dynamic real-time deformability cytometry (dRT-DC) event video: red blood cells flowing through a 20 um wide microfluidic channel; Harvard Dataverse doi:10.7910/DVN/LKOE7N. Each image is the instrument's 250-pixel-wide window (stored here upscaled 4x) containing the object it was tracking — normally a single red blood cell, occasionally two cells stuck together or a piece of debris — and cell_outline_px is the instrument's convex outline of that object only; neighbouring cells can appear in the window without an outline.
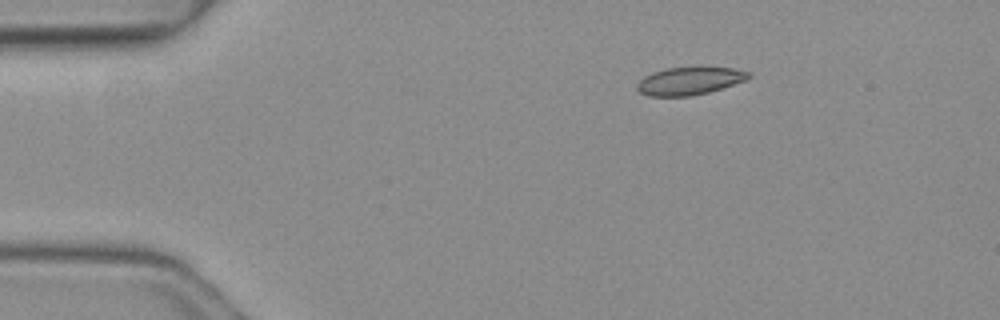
{"species": "common noctule bat (a hibernating species)", "species_latin": "Nyctalus noctula", "temperature_condition": "warm", "stored_images_in_passage": 2, "camera_frame_rate_fps": 3000, "um_per_image_px": 0.085, "animal": {"sex": "female", "body_mass_g": 19.3, "forearm_length_mm": 54.1}, "frame": {"image": 1, "passage_image": 1, "time_ms": 0.0, "image_size_px": [1000, 320], "cell_outline_px": [[752, 76], [744, 80], [708, 92], [692, 96], [648, 96], [640, 92], [636, 88], [636, 84], [644, 76], [652, 72], [664, 68], [732, 68], [748, 72]], "centroid_in_image_um": [58.53, 6.89], "position_along_channel_um": 26.5, "area_um2": 17.69}}
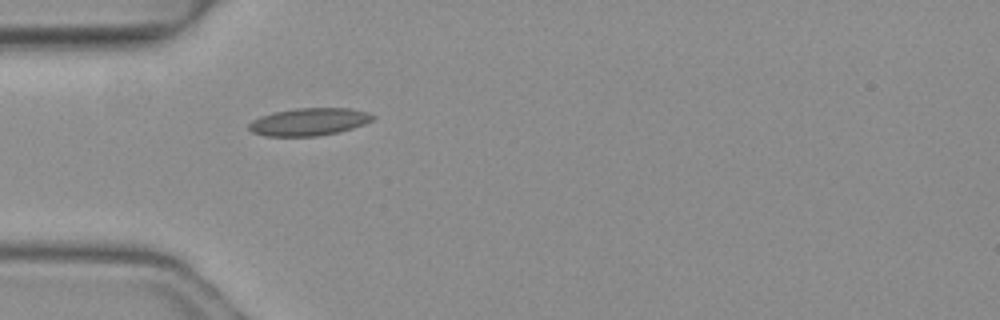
{"frame": {"image": 2, "passage_image": 2, "time_ms": 0.333, "image_size_px": [1000, 320], "cell_outline_px": [[376, 116], [372, 120], [364, 124], [352, 128], [336, 132], [316, 136], [264, 136], [252, 132], [248, 128], [248, 124], [252, 120], [260, 116], [272, 112], [296, 108], [352, 108], [368, 112]], "centroid_in_image_um": [26.24, 10.34], "position_along_channel_um": 58.8, "area_um2": 19.94}}